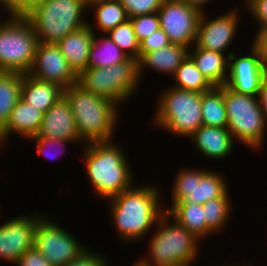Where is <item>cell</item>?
I'll list each match as a JSON object with an SVG mask.
<instances>
[{
	"label": "cell",
	"mask_w": 267,
	"mask_h": 266,
	"mask_svg": "<svg viewBox=\"0 0 267 266\" xmlns=\"http://www.w3.org/2000/svg\"><path fill=\"white\" fill-rule=\"evenodd\" d=\"M158 188L149 185L131 187L109 199L110 213L120 238L136 241L148 233L165 212L159 203Z\"/></svg>",
	"instance_id": "1"
},
{
	"label": "cell",
	"mask_w": 267,
	"mask_h": 266,
	"mask_svg": "<svg viewBox=\"0 0 267 266\" xmlns=\"http://www.w3.org/2000/svg\"><path fill=\"white\" fill-rule=\"evenodd\" d=\"M71 106L80 139L86 142L111 141L118 120L117 104L86 91L78 83L63 90Z\"/></svg>",
	"instance_id": "2"
},
{
	"label": "cell",
	"mask_w": 267,
	"mask_h": 266,
	"mask_svg": "<svg viewBox=\"0 0 267 266\" xmlns=\"http://www.w3.org/2000/svg\"><path fill=\"white\" fill-rule=\"evenodd\" d=\"M112 141L87 143L83 153L86 174L94 191L107 200L131 188L133 183L127 158Z\"/></svg>",
	"instance_id": "3"
},
{
	"label": "cell",
	"mask_w": 267,
	"mask_h": 266,
	"mask_svg": "<svg viewBox=\"0 0 267 266\" xmlns=\"http://www.w3.org/2000/svg\"><path fill=\"white\" fill-rule=\"evenodd\" d=\"M87 7L88 0H39L22 14L32 25L39 43L56 44L89 23L82 18Z\"/></svg>",
	"instance_id": "4"
},
{
	"label": "cell",
	"mask_w": 267,
	"mask_h": 266,
	"mask_svg": "<svg viewBox=\"0 0 267 266\" xmlns=\"http://www.w3.org/2000/svg\"><path fill=\"white\" fill-rule=\"evenodd\" d=\"M172 219L173 224L168 222ZM158 230L149 243V254L141 260L151 266H182L194 263L198 239L165 211L158 218Z\"/></svg>",
	"instance_id": "5"
},
{
	"label": "cell",
	"mask_w": 267,
	"mask_h": 266,
	"mask_svg": "<svg viewBox=\"0 0 267 266\" xmlns=\"http://www.w3.org/2000/svg\"><path fill=\"white\" fill-rule=\"evenodd\" d=\"M139 60H126L108 67L86 68L78 75V84L86 91L103 96L117 105L131 97L139 85Z\"/></svg>",
	"instance_id": "6"
},
{
	"label": "cell",
	"mask_w": 267,
	"mask_h": 266,
	"mask_svg": "<svg viewBox=\"0 0 267 266\" xmlns=\"http://www.w3.org/2000/svg\"><path fill=\"white\" fill-rule=\"evenodd\" d=\"M10 15L9 20L0 23V71L27 74L39 42L23 14Z\"/></svg>",
	"instance_id": "7"
},
{
	"label": "cell",
	"mask_w": 267,
	"mask_h": 266,
	"mask_svg": "<svg viewBox=\"0 0 267 266\" xmlns=\"http://www.w3.org/2000/svg\"><path fill=\"white\" fill-rule=\"evenodd\" d=\"M223 99L227 113V129L234 141L257 149L264 141L266 121L257 96L235 92L223 85Z\"/></svg>",
	"instance_id": "8"
},
{
	"label": "cell",
	"mask_w": 267,
	"mask_h": 266,
	"mask_svg": "<svg viewBox=\"0 0 267 266\" xmlns=\"http://www.w3.org/2000/svg\"><path fill=\"white\" fill-rule=\"evenodd\" d=\"M165 91L158 98L160 101H158L154 124L177 136L191 137L203 125L202 93L173 87Z\"/></svg>",
	"instance_id": "9"
},
{
	"label": "cell",
	"mask_w": 267,
	"mask_h": 266,
	"mask_svg": "<svg viewBox=\"0 0 267 266\" xmlns=\"http://www.w3.org/2000/svg\"><path fill=\"white\" fill-rule=\"evenodd\" d=\"M43 217L37 224L34 247L49 263L53 266H65L86 251L66 229L50 218Z\"/></svg>",
	"instance_id": "10"
},
{
	"label": "cell",
	"mask_w": 267,
	"mask_h": 266,
	"mask_svg": "<svg viewBox=\"0 0 267 266\" xmlns=\"http://www.w3.org/2000/svg\"><path fill=\"white\" fill-rule=\"evenodd\" d=\"M160 28L171 44L187 47L196 42L202 12L185 0H164L157 11ZM192 44V45H191Z\"/></svg>",
	"instance_id": "11"
},
{
	"label": "cell",
	"mask_w": 267,
	"mask_h": 266,
	"mask_svg": "<svg viewBox=\"0 0 267 266\" xmlns=\"http://www.w3.org/2000/svg\"><path fill=\"white\" fill-rule=\"evenodd\" d=\"M220 174L205 169L180 170L172 187V203L190 200L203 205L221 197L228 189L223 174Z\"/></svg>",
	"instance_id": "12"
},
{
	"label": "cell",
	"mask_w": 267,
	"mask_h": 266,
	"mask_svg": "<svg viewBox=\"0 0 267 266\" xmlns=\"http://www.w3.org/2000/svg\"><path fill=\"white\" fill-rule=\"evenodd\" d=\"M251 47V55L248 56L236 57L234 52H229V77L225 85L235 92L258 97L267 75V64L262 55Z\"/></svg>",
	"instance_id": "13"
},
{
	"label": "cell",
	"mask_w": 267,
	"mask_h": 266,
	"mask_svg": "<svg viewBox=\"0 0 267 266\" xmlns=\"http://www.w3.org/2000/svg\"><path fill=\"white\" fill-rule=\"evenodd\" d=\"M27 74L44 82L58 84L63 89L78 82V75L56 44L38 43L33 65Z\"/></svg>",
	"instance_id": "14"
},
{
	"label": "cell",
	"mask_w": 267,
	"mask_h": 266,
	"mask_svg": "<svg viewBox=\"0 0 267 266\" xmlns=\"http://www.w3.org/2000/svg\"><path fill=\"white\" fill-rule=\"evenodd\" d=\"M42 216L13 218L0 226V259L16 264L27 250L34 247L35 231Z\"/></svg>",
	"instance_id": "15"
},
{
	"label": "cell",
	"mask_w": 267,
	"mask_h": 266,
	"mask_svg": "<svg viewBox=\"0 0 267 266\" xmlns=\"http://www.w3.org/2000/svg\"><path fill=\"white\" fill-rule=\"evenodd\" d=\"M238 10H230L224 15L207 20L202 13L195 45L198 48L223 53L231 45L238 28ZM207 20V21H206Z\"/></svg>",
	"instance_id": "16"
},
{
	"label": "cell",
	"mask_w": 267,
	"mask_h": 266,
	"mask_svg": "<svg viewBox=\"0 0 267 266\" xmlns=\"http://www.w3.org/2000/svg\"><path fill=\"white\" fill-rule=\"evenodd\" d=\"M37 137L80 142L75 117L67 99L62 96L43 115Z\"/></svg>",
	"instance_id": "17"
},
{
	"label": "cell",
	"mask_w": 267,
	"mask_h": 266,
	"mask_svg": "<svg viewBox=\"0 0 267 266\" xmlns=\"http://www.w3.org/2000/svg\"><path fill=\"white\" fill-rule=\"evenodd\" d=\"M94 27L86 26L67 34L56 45L73 71L79 75L87 68L88 55L95 36Z\"/></svg>",
	"instance_id": "18"
},
{
	"label": "cell",
	"mask_w": 267,
	"mask_h": 266,
	"mask_svg": "<svg viewBox=\"0 0 267 266\" xmlns=\"http://www.w3.org/2000/svg\"><path fill=\"white\" fill-rule=\"evenodd\" d=\"M44 113L20 99L12 109L6 125L0 130V146L14 132L24 137L32 138L37 135Z\"/></svg>",
	"instance_id": "19"
},
{
	"label": "cell",
	"mask_w": 267,
	"mask_h": 266,
	"mask_svg": "<svg viewBox=\"0 0 267 266\" xmlns=\"http://www.w3.org/2000/svg\"><path fill=\"white\" fill-rule=\"evenodd\" d=\"M198 151L208 158H225L232 153L234 140L227 127L201 125L190 137Z\"/></svg>",
	"instance_id": "20"
},
{
	"label": "cell",
	"mask_w": 267,
	"mask_h": 266,
	"mask_svg": "<svg viewBox=\"0 0 267 266\" xmlns=\"http://www.w3.org/2000/svg\"><path fill=\"white\" fill-rule=\"evenodd\" d=\"M63 90L58 84L44 82L24 74L21 99L45 113L63 96Z\"/></svg>",
	"instance_id": "21"
},
{
	"label": "cell",
	"mask_w": 267,
	"mask_h": 266,
	"mask_svg": "<svg viewBox=\"0 0 267 266\" xmlns=\"http://www.w3.org/2000/svg\"><path fill=\"white\" fill-rule=\"evenodd\" d=\"M189 49L188 56L213 86L225 85L229 65V54L198 48ZM192 50V51H190ZM227 69V70H226Z\"/></svg>",
	"instance_id": "22"
},
{
	"label": "cell",
	"mask_w": 267,
	"mask_h": 266,
	"mask_svg": "<svg viewBox=\"0 0 267 266\" xmlns=\"http://www.w3.org/2000/svg\"><path fill=\"white\" fill-rule=\"evenodd\" d=\"M188 50L187 47L170 44L164 48L146 53L139 60V76L142 77L145 67L153 68L162 73H170L173 76L188 56Z\"/></svg>",
	"instance_id": "23"
},
{
	"label": "cell",
	"mask_w": 267,
	"mask_h": 266,
	"mask_svg": "<svg viewBox=\"0 0 267 266\" xmlns=\"http://www.w3.org/2000/svg\"><path fill=\"white\" fill-rule=\"evenodd\" d=\"M166 212L198 239L206 237V219L202 205L190 200L171 203Z\"/></svg>",
	"instance_id": "24"
},
{
	"label": "cell",
	"mask_w": 267,
	"mask_h": 266,
	"mask_svg": "<svg viewBox=\"0 0 267 266\" xmlns=\"http://www.w3.org/2000/svg\"><path fill=\"white\" fill-rule=\"evenodd\" d=\"M23 73L0 71V130L6 125L12 109L21 99Z\"/></svg>",
	"instance_id": "25"
},
{
	"label": "cell",
	"mask_w": 267,
	"mask_h": 266,
	"mask_svg": "<svg viewBox=\"0 0 267 266\" xmlns=\"http://www.w3.org/2000/svg\"><path fill=\"white\" fill-rule=\"evenodd\" d=\"M128 57L109 37L97 38L94 36L88 55L87 68L112 66Z\"/></svg>",
	"instance_id": "26"
},
{
	"label": "cell",
	"mask_w": 267,
	"mask_h": 266,
	"mask_svg": "<svg viewBox=\"0 0 267 266\" xmlns=\"http://www.w3.org/2000/svg\"><path fill=\"white\" fill-rule=\"evenodd\" d=\"M201 115L204 126L227 127L223 86H214L211 90L202 93Z\"/></svg>",
	"instance_id": "27"
},
{
	"label": "cell",
	"mask_w": 267,
	"mask_h": 266,
	"mask_svg": "<svg viewBox=\"0 0 267 266\" xmlns=\"http://www.w3.org/2000/svg\"><path fill=\"white\" fill-rule=\"evenodd\" d=\"M88 7L96 9L94 25L104 34L129 19L119 0H88Z\"/></svg>",
	"instance_id": "28"
},
{
	"label": "cell",
	"mask_w": 267,
	"mask_h": 266,
	"mask_svg": "<svg viewBox=\"0 0 267 266\" xmlns=\"http://www.w3.org/2000/svg\"><path fill=\"white\" fill-rule=\"evenodd\" d=\"M172 78L177 83L172 87L176 89L204 93L214 87L189 56L177 68Z\"/></svg>",
	"instance_id": "29"
},
{
	"label": "cell",
	"mask_w": 267,
	"mask_h": 266,
	"mask_svg": "<svg viewBox=\"0 0 267 266\" xmlns=\"http://www.w3.org/2000/svg\"><path fill=\"white\" fill-rule=\"evenodd\" d=\"M228 195L227 190L221 197L208 200L202 205L206 219V236L222 230L221 227H224L229 220L231 204Z\"/></svg>",
	"instance_id": "30"
},
{
	"label": "cell",
	"mask_w": 267,
	"mask_h": 266,
	"mask_svg": "<svg viewBox=\"0 0 267 266\" xmlns=\"http://www.w3.org/2000/svg\"><path fill=\"white\" fill-rule=\"evenodd\" d=\"M106 34L126 55L139 60L140 42L135 35L130 19L111 29Z\"/></svg>",
	"instance_id": "31"
},
{
	"label": "cell",
	"mask_w": 267,
	"mask_h": 266,
	"mask_svg": "<svg viewBox=\"0 0 267 266\" xmlns=\"http://www.w3.org/2000/svg\"><path fill=\"white\" fill-rule=\"evenodd\" d=\"M128 18L156 13L164 0H119Z\"/></svg>",
	"instance_id": "32"
},
{
	"label": "cell",
	"mask_w": 267,
	"mask_h": 266,
	"mask_svg": "<svg viewBox=\"0 0 267 266\" xmlns=\"http://www.w3.org/2000/svg\"><path fill=\"white\" fill-rule=\"evenodd\" d=\"M129 19L131 20L135 35L137 36L139 42L160 29V21L157 12Z\"/></svg>",
	"instance_id": "33"
},
{
	"label": "cell",
	"mask_w": 267,
	"mask_h": 266,
	"mask_svg": "<svg viewBox=\"0 0 267 266\" xmlns=\"http://www.w3.org/2000/svg\"><path fill=\"white\" fill-rule=\"evenodd\" d=\"M167 34L160 28L140 42L139 60L146 54L170 45Z\"/></svg>",
	"instance_id": "34"
},
{
	"label": "cell",
	"mask_w": 267,
	"mask_h": 266,
	"mask_svg": "<svg viewBox=\"0 0 267 266\" xmlns=\"http://www.w3.org/2000/svg\"><path fill=\"white\" fill-rule=\"evenodd\" d=\"M106 258L90 250L84 251L77 259L69 262L65 266H108Z\"/></svg>",
	"instance_id": "35"
},
{
	"label": "cell",
	"mask_w": 267,
	"mask_h": 266,
	"mask_svg": "<svg viewBox=\"0 0 267 266\" xmlns=\"http://www.w3.org/2000/svg\"><path fill=\"white\" fill-rule=\"evenodd\" d=\"M18 266H53L47 259L35 248L27 250L18 259Z\"/></svg>",
	"instance_id": "36"
},
{
	"label": "cell",
	"mask_w": 267,
	"mask_h": 266,
	"mask_svg": "<svg viewBox=\"0 0 267 266\" xmlns=\"http://www.w3.org/2000/svg\"><path fill=\"white\" fill-rule=\"evenodd\" d=\"M30 139L34 140V141L36 140V145H35V147H37L36 148L37 149L36 152L38 154H40V155L44 154V156H46V157L49 156V155H47L48 154L47 149L49 150V152H51L50 149H49L50 146L51 147L53 146V148H54V146L56 145L57 147L59 146L60 148H62V147L65 148L66 143L69 142V144H70L71 142H73V141H69V140L50 139V138H43V137H37V136H34V137L30 138ZM63 150H65V149L62 148L61 154H59V155L63 154ZM52 153H51V155L54 157L55 155H53ZM49 157L51 158V156H49Z\"/></svg>",
	"instance_id": "37"
},
{
	"label": "cell",
	"mask_w": 267,
	"mask_h": 266,
	"mask_svg": "<svg viewBox=\"0 0 267 266\" xmlns=\"http://www.w3.org/2000/svg\"><path fill=\"white\" fill-rule=\"evenodd\" d=\"M247 8L259 25L267 24V0H247Z\"/></svg>",
	"instance_id": "38"
},
{
	"label": "cell",
	"mask_w": 267,
	"mask_h": 266,
	"mask_svg": "<svg viewBox=\"0 0 267 266\" xmlns=\"http://www.w3.org/2000/svg\"><path fill=\"white\" fill-rule=\"evenodd\" d=\"M39 0H0V3L7 9L8 14H22L33 3Z\"/></svg>",
	"instance_id": "39"
},
{
	"label": "cell",
	"mask_w": 267,
	"mask_h": 266,
	"mask_svg": "<svg viewBox=\"0 0 267 266\" xmlns=\"http://www.w3.org/2000/svg\"><path fill=\"white\" fill-rule=\"evenodd\" d=\"M254 37L253 47L262 55L267 62V24L260 25L259 30Z\"/></svg>",
	"instance_id": "40"
},
{
	"label": "cell",
	"mask_w": 267,
	"mask_h": 266,
	"mask_svg": "<svg viewBox=\"0 0 267 266\" xmlns=\"http://www.w3.org/2000/svg\"><path fill=\"white\" fill-rule=\"evenodd\" d=\"M258 100L264 113L265 121L267 122V75L263 79V83L258 95Z\"/></svg>",
	"instance_id": "41"
},
{
	"label": "cell",
	"mask_w": 267,
	"mask_h": 266,
	"mask_svg": "<svg viewBox=\"0 0 267 266\" xmlns=\"http://www.w3.org/2000/svg\"><path fill=\"white\" fill-rule=\"evenodd\" d=\"M187 3H189L192 7L197 8L202 13L204 12L203 6L206 5L209 0H185Z\"/></svg>",
	"instance_id": "42"
},
{
	"label": "cell",
	"mask_w": 267,
	"mask_h": 266,
	"mask_svg": "<svg viewBox=\"0 0 267 266\" xmlns=\"http://www.w3.org/2000/svg\"><path fill=\"white\" fill-rule=\"evenodd\" d=\"M133 266H151L144 263L141 259H139Z\"/></svg>",
	"instance_id": "43"
}]
</instances>
